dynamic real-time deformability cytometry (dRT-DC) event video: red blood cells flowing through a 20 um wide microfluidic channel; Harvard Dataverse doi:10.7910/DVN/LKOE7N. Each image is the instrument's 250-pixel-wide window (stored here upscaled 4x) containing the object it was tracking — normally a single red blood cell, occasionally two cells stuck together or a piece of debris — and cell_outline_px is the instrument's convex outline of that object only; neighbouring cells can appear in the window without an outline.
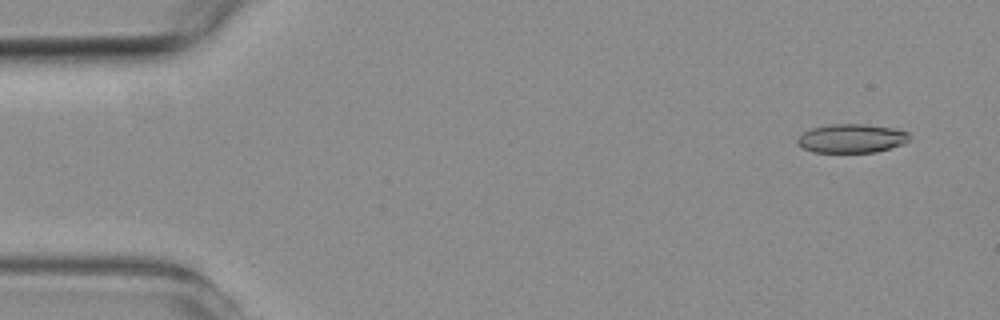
{"species": "common noctule bat (a hibernating species)", "species_latin": "Nyctalus noctula", "temperature_condition": "room temperature", "stored_images_in_passage": 2, "segment_of_instrument_passage": [2, 2], "camera_frame_rate_fps": 3000, "um_per_image_px": 0.085, "animal": {"sex": "female", "body_mass_g": 19.3, "forearm_length_mm": 54.1}, "frame": {"image": 1, "passage_image": 2, "time_ms": 1.333, "image_size_px": [1000, 320], "cell_outline_px": [[908, 140], [904, 144], [876, 152], [812, 152], [796, 144], [796, 140], [804, 132], [812, 128], [828, 124], [864, 124], [892, 128], [908, 132]], "centroid_in_image_um": [72.36, 11.77], "position_along_channel_um": 12.6, "area_um2": 18.73}}